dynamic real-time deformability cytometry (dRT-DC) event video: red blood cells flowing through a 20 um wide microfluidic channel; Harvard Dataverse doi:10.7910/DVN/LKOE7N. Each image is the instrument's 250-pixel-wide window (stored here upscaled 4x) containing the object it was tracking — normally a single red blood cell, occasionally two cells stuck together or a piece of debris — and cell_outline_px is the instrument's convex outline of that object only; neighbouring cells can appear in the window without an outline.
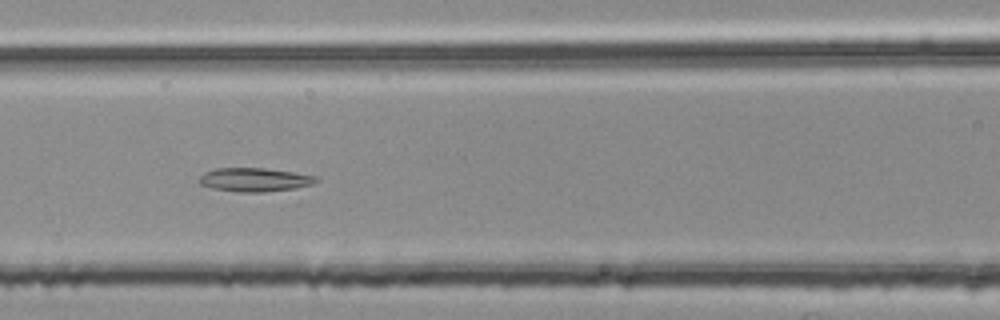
{"species": "common noctule bat (a hibernating species)", "species_latin": "Nyctalus noctula", "temperature_condition": "room temperature", "stored_images_in_passage": 54, "segment_of_instrument_passage": [2, 2], "camera_frame_rate_fps": 3000, "um_per_image_px": 0.085, "animal": {"sex": "female", "body_mass_g": 25.1}, "frame": {"image": 1, "passage_image": 24, "time_ms": 7.667, "image_size_px": [1000, 320], "cell_outline_px": [[316, 180], [312, 184], [296, 188], [264, 192], [236, 192], [212, 188], [200, 184], [200, 176], [204, 172], [216, 168], [264, 168], [292, 172], [316, 176]], "centroid_in_image_um": [21.6, 15.28], "position_along_channel_um": 145.0, "area_um2": 16.01}}
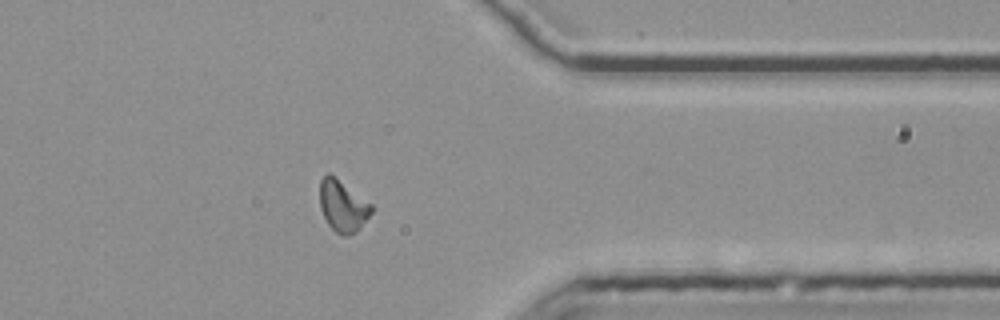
{"frame": {"image": 2, "passage_image": 44, "time_ms": 14.333, "image_size_px": [1000, 320], "cell_outline_px": [[372, 212], [360, 228], [348, 236], [340, 236], [328, 224], [320, 208], [320, 180], [328, 172], [372, 204]], "centroid_in_image_um": [29.12, 17.53], "position_along_channel_um": 382.3, "area_um2": 15.32}}
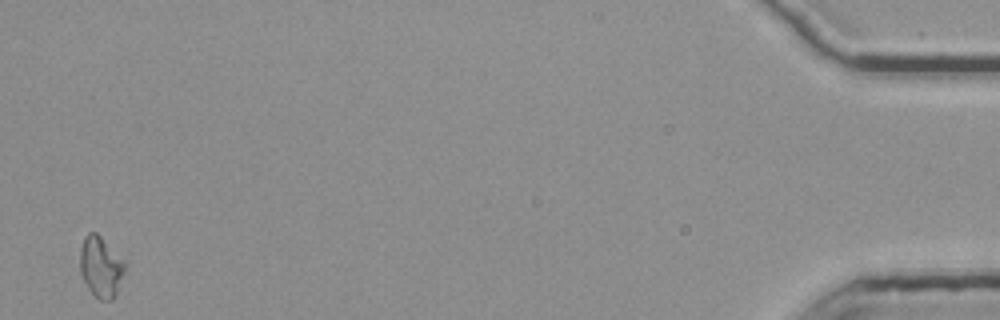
{"frame": {"image": 3, "passage_image": 54, "time_ms": 17.667, "image_size_px": [1000, 320], "cell_outline_px": [[128, 268], [116, 296], [112, 300], [100, 300], [88, 288], [80, 272], [80, 248], [84, 236], [88, 232], [96, 232], [128, 264]], "centroid_in_image_um": [8.62, 22.69], "position_along_channel_um": 426.6, "area_um2": 16.24}}